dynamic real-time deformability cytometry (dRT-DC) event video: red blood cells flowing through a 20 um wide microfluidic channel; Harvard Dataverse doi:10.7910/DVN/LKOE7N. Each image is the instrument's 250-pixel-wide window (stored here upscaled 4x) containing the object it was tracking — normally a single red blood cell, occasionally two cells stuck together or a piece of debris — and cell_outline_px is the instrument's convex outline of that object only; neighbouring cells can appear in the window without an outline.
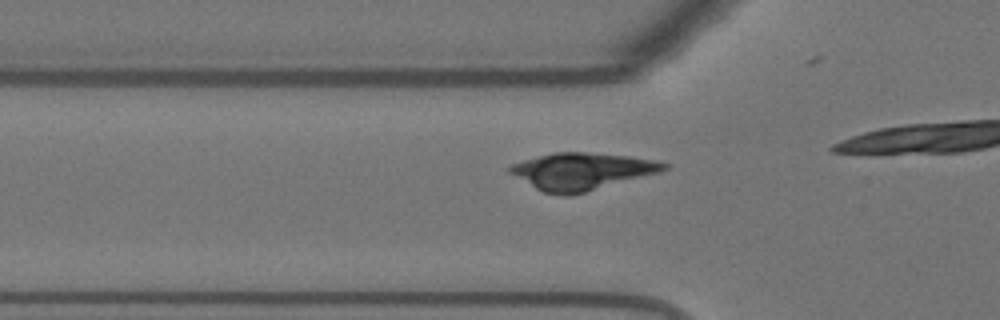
{"species": "Egyptian fruit bat (a non-hibernating species)", "species_latin": "Rousettus aegyptiacus", "temperature_condition": "warm", "stored_images_in_passage": 4, "camera_frame_rate_fps": 3000, "um_per_image_px": 0.085, "animal": {"sex": "female"}, "frame": {"image": 1, "passage_image": 2, "time_ms": 0.333, "image_size_px": [1000, 320], "cell_outline_px": [[668, 168], [660, 172], [584, 192], [568, 196], [544, 192], [536, 188], [508, 172], [508, 168], [512, 164], [524, 160], [552, 152], [588, 152], [628, 156], [660, 160], [668, 164]], "centroid_in_image_um": [49.47, 14.54], "position_along_channel_um": 76.3, "area_um2": 32.89}}